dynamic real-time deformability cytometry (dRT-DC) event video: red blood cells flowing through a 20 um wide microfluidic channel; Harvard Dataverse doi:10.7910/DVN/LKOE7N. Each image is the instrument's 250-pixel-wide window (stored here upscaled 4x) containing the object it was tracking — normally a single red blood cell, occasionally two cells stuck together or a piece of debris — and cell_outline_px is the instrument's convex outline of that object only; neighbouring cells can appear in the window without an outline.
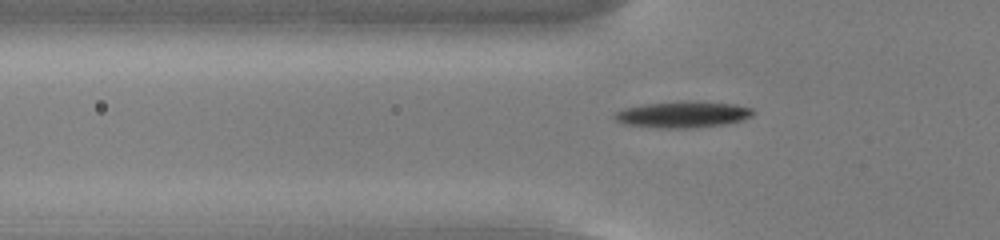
{"species": "common noctule bat (a hibernating species)", "species_latin": "Nyctalus noctula", "temperature_condition": "cold", "stored_images_in_passage": 52, "camera_frame_rate_fps": 3000, "um_per_image_px": 0.085, "animal": {"sex": "male", "body_mass_g": 13.0, "forearm_length_mm": 53.1}, "frame": {"image": 1, "passage_image": 16, "time_ms": 5.0, "image_size_px": [1000, 240], "cell_outline_px": [[756, 112], [752, 116], [744, 120], [728, 124], [692, 128], [656, 128], [624, 124], [616, 120], [612, 116], [616, 112], [624, 108], [644, 104], [688, 100], [736, 104], [752, 108]], "centroid_in_image_um": [58.08, 9.73], "position_along_channel_um": 67.7, "area_um2": 21.68}}
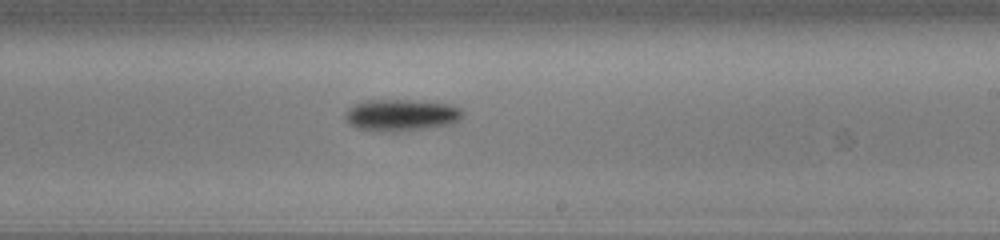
{"frame": {"image": 2, "passage_image": 31, "time_ms": 10.0, "image_size_px": [1000, 240], "cell_outline_px": [[464, 116], [460, 120], [452, 124], [396, 132], [392, 132], [360, 128], [348, 124], [344, 116], [348, 108], [356, 104], [368, 100], [412, 100], [452, 104], [460, 108], [464, 112]], "centroid_in_image_um": [34.15, 9.77], "position_along_channel_um": 254.8, "area_um2": 21.73}}
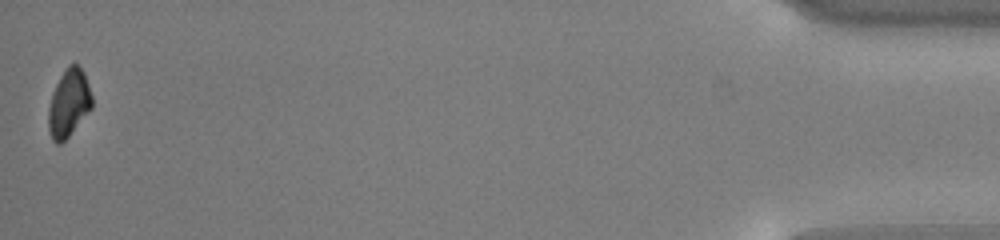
{"frame": {"image": 3, "passage_image": 52, "time_ms": 17.0, "image_size_px": [1000, 240], "cell_outline_px": [[92, 108], [68, 136], [60, 144], [56, 144], [52, 140], [48, 128], [48, 108], [52, 92], [60, 76], [68, 64], [76, 64], [84, 72], [92, 96]], "centroid_in_image_um": [5.83, 8.77], "position_along_channel_um": 429.4, "area_um2": 17.11}, "authors_computed_cell_mechanics": {"area_um2": 19.1318, "velocity_mm_per_s": 3.7746, "shape_relaxation_time_tau1_ms": 2.3441, "shape_relaxation_time_tau2_ms": null, "deformation_change_tau1": 0.1149, "deformation_change_tau2": null}}